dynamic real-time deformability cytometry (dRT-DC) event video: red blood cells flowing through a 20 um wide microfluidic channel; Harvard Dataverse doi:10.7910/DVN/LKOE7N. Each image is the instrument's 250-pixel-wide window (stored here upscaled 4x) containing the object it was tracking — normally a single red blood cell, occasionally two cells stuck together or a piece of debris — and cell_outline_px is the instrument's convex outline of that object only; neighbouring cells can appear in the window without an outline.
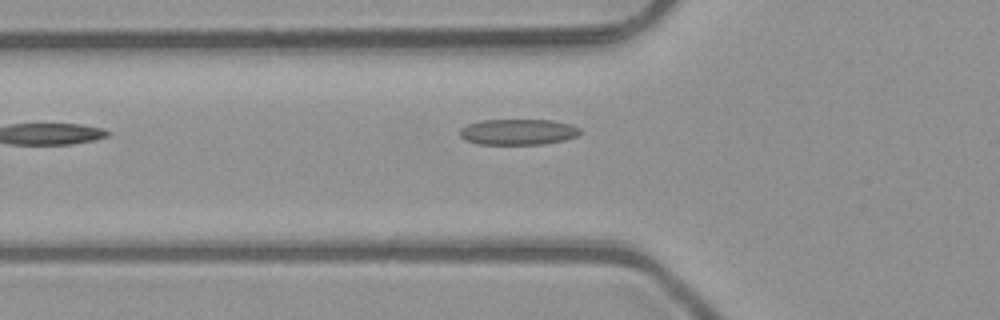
{"species": "common noctule bat (a hibernating species)", "species_latin": "Nyctalus noctula", "temperature_condition": "room temperature", "stored_images_in_passage": 5, "camera_frame_rate_fps": 3000, "um_per_image_px": 0.085, "animal": {"sex": "male", "body_mass_g": 23.1, "forearm_length_mm": 52.7}, "frame": {"image": 1, "passage_image": 5, "time_ms": 1.333, "image_size_px": [1000, 320], "cell_outline_px": [[580, 132], [576, 136], [564, 140], [540, 144], [476, 144], [464, 140], [460, 136], [460, 128], [468, 124], [480, 120], [552, 120], [568, 124], [580, 128]], "centroid_in_image_um": [43.98, 11.21], "position_along_channel_um": 81.8, "area_um2": 18.03}}